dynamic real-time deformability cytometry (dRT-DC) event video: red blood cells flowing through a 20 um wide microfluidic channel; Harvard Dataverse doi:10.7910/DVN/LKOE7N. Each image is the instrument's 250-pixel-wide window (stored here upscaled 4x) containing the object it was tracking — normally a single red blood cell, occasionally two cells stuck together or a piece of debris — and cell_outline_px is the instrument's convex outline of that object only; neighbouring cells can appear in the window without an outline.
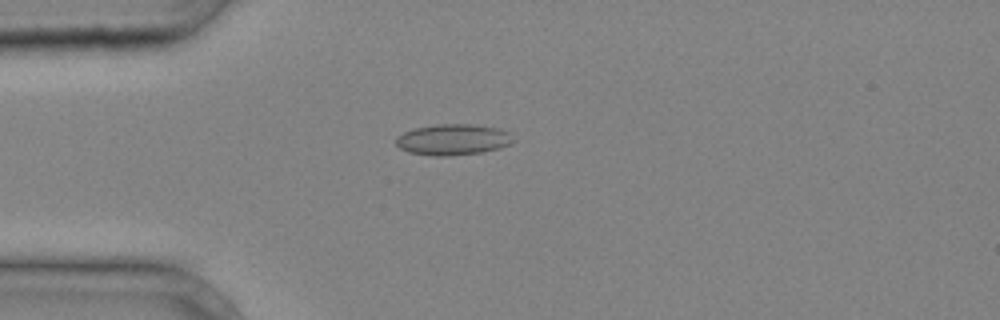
{"species": "common noctule bat (a hibernating species)", "species_latin": "Nyctalus noctula", "temperature_condition": "cold", "stored_images_in_passage": 39, "camera_frame_rate_fps": 3000, "um_per_image_px": 0.085, "animal": {"sex": "male", "body_mass_g": 20.4}, "frame": {"image": 1, "passage_image": 11, "time_ms": 3.333, "image_size_px": [1000, 320], "cell_outline_px": [[516, 140], [512, 144], [500, 148], [480, 152], [448, 156], [436, 156], [408, 152], [400, 148], [396, 144], [396, 136], [412, 128], [436, 124], [472, 124], [496, 128], [508, 132]], "centroid_in_image_um": [38.5, 11.86], "position_along_channel_um": 46.5, "area_um2": 21.27}}
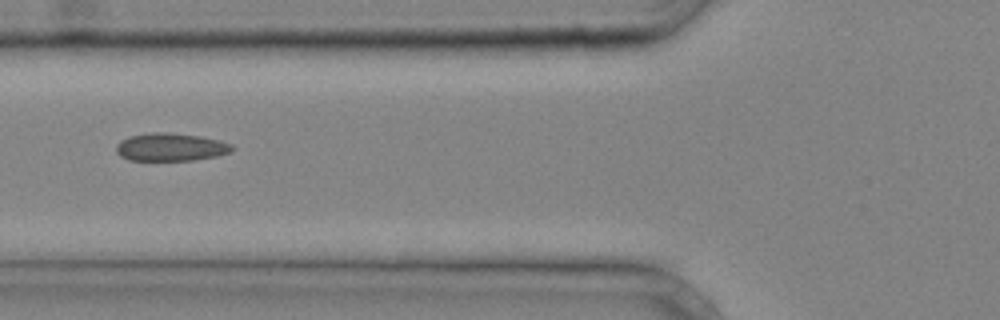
{"frame": {"image": 2, "passage_image": 16, "time_ms": 5.0, "image_size_px": [1000, 320], "cell_outline_px": [[236, 148], [232, 152], [216, 156], [196, 160], [128, 160], [120, 156], [116, 152], [116, 144], [120, 140], [128, 136], [156, 132], [168, 132], [200, 136], [220, 140], [232, 144]], "centroid_in_image_um": [14.53, 12.5], "position_along_channel_um": 111.3, "area_um2": 19.07}}
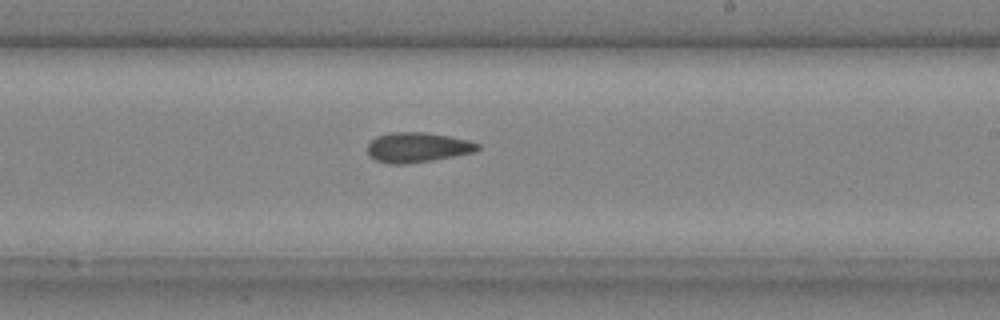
{"frame": {"image": 3, "passage_image": 25, "time_ms": 8.0, "image_size_px": [1000, 320], "cell_outline_px": [[480, 148], [476, 152], [432, 160], [404, 164], [388, 164], [376, 160], [368, 156], [368, 144], [376, 136], [392, 132], [424, 132], [448, 136], [468, 140], [480, 144]], "centroid_in_image_um": [35.48, 12.53], "position_along_channel_um": 253.5, "area_um2": 19.25}}